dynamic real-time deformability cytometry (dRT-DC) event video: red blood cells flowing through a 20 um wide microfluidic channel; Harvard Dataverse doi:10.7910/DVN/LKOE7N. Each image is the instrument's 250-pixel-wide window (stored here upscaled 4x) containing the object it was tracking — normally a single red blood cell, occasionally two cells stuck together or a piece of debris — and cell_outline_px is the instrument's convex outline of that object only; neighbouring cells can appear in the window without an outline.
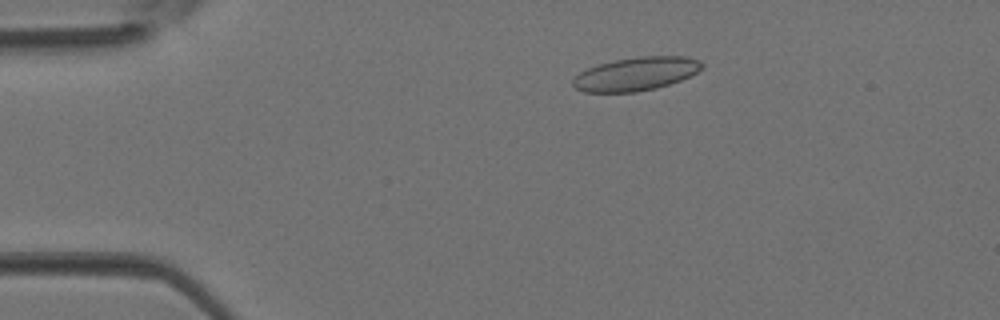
{"species": "Egyptian fruit bat (a non-hibernating species)", "species_latin": "Rousettus aegyptiacus", "temperature_condition": "room temperature", "stored_images_in_passage": 3, "camera_frame_rate_fps": 3000, "um_per_image_px": 0.085, "animal": {"sex": "female"}, "frame": {"image": 1, "passage_image": 2, "time_ms": 0.333, "image_size_px": [1000, 320], "cell_outline_px": [[704, 68], [680, 80], [656, 88], [636, 92], [584, 92], [576, 88], [572, 84], [572, 80], [580, 72], [588, 68], [600, 64], [616, 60], [640, 56], [684, 56], [700, 60], [704, 64]], "centroid_in_image_um": [54.07, 6.28], "position_along_channel_um": 30.9, "area_um2": 24.97}}